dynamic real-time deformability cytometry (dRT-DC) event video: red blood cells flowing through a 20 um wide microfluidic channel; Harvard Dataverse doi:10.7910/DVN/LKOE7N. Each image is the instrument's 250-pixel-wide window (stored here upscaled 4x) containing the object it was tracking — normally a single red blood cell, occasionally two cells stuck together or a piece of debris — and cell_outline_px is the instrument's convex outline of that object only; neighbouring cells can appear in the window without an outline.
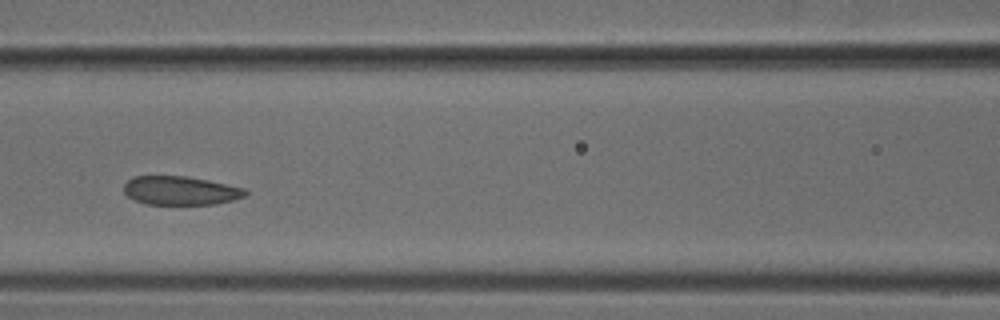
{"species": "common noctule bat (a hibernating species)", "species_latin": "Nyctalus noctula", "temperature_condition": "cold", "stored_images_in_passage": 5, "camera_frame_rate_fps": 3000, "um_per_image_px": 0.085, "animal": {"sex": "male", "body_mass_g": 18.8}, "frame": {"image": 1, "passage_image": 5, "time_ms": 1.333, "image_size_px": [1000, 320], "cell_outline_px": [[248, 192], [244, 196], [232, 200], [216, 204], [144, 204], [128, 196], [124, 192], [124, 184], [132, 176], [188, 176], [208, 180], [244, 188]], "centroid_in_image_um": [15.32, 16.19], "position_along_channel_um": 151.3, "area_um2": 20.29}}